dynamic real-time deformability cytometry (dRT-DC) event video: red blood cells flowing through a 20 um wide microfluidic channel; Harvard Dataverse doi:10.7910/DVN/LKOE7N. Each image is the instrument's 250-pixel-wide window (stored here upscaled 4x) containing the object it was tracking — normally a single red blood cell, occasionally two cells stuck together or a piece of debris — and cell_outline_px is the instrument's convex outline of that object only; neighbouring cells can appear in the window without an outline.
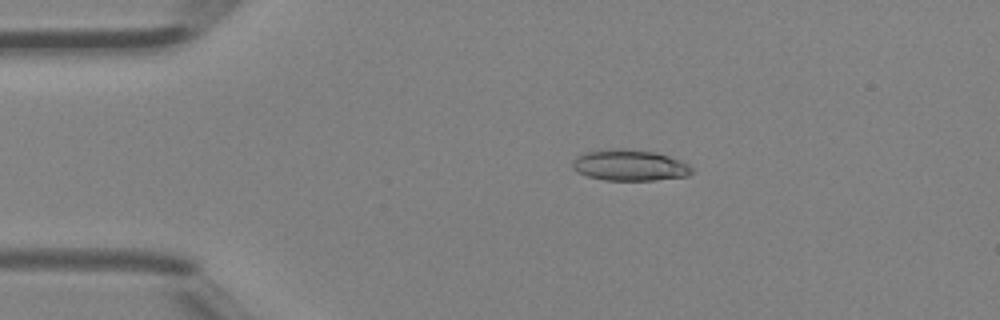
{"species": "Egyptian fruit bat (a non-hibernating species)", "species_latin": "Rousettus aegyptiacus", "temperature_condition": "room temperature", "stored_images_in_passage": 4, "camera_frame_rate_fps": 3000, "um_per_image_px": 0.085, "animal": {"sex": "female"}, "frame": {"image": 1, "passage_image": 3, "time_ms": 0.667, "image_size_px": [1000, 320], "cell_outline_px": [[692, 172], [688, 176], [656, 180], [604, 180], [588, 176], [572, 168], [572, 160], [576, 156], [584, 152], [600, 148], [624, 148], [656, 152], [680, 160], [688, 164], [692, 168]], "centroid_in_image_um": [53.49, 14.02], "position_along_channel_um": 31.5, "area_um2": 21.91}}